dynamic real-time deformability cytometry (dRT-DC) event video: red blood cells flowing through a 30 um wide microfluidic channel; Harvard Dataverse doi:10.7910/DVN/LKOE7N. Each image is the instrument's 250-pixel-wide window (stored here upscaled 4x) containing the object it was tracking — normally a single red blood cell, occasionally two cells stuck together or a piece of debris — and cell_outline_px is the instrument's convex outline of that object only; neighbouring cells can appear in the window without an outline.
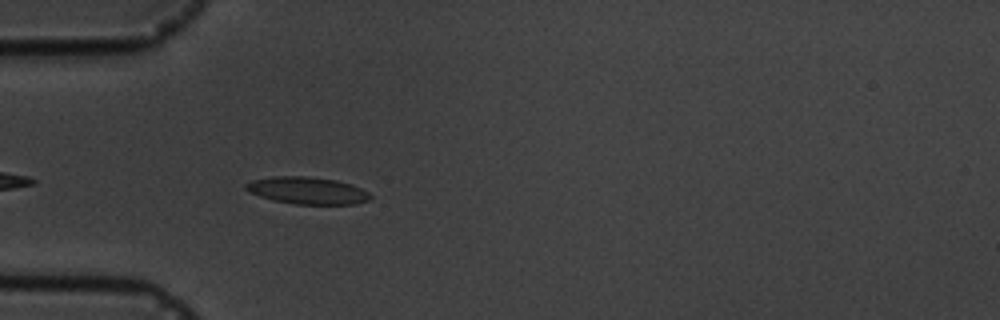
{"species": "common noctule bat (a hibernating species)", "species_latin": "Nyctalus noctula", "temperature_condition": "cold", "stored_images_in_passage": 5, "camera_frame_rate_fps": 3000, "um_per_image_px": 0.085, "animal": {"sex": "male", "body_mass_g": 19.5, "forearm_length_mm": 54.6}, "frame": {"image": 1, "passage_image": 5, "time_ms": 4.333, "image_size_px": [1000, 320], "cell_outline_px": [[372, 196], [368, 200], [356, 204], [296, 204], [272, 200], [248, 192], [244, 188], [244, 184], [252, 180], [272, 176], [308, 176], [336, 180], [352, 184], [368, 192]], "centroid_in_image_um": [26.09, 16.19], "position_along_channel_um": 58.9, "area_um2": 19.77}}